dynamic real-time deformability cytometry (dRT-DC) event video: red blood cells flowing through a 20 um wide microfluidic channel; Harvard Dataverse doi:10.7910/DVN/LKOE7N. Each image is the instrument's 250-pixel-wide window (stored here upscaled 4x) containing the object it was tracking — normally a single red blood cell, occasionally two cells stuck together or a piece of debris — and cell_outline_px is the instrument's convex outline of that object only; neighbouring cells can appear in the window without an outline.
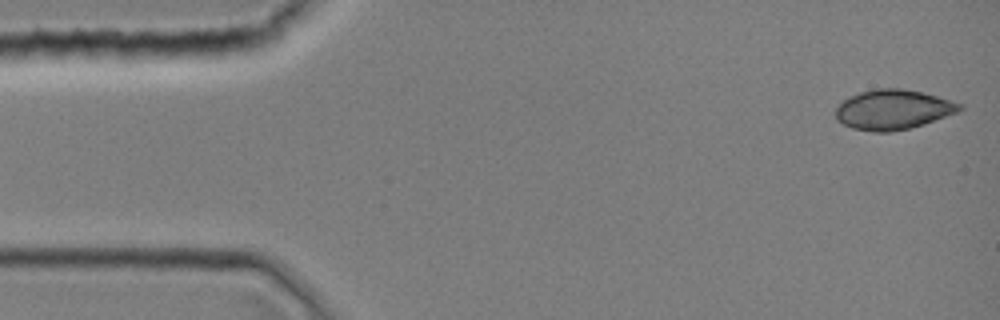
{"species": "common noctule bat (a hibernating species)", "species_latin": "Nyctalus noctula", "temperature_condition": "room temperature", "stored_images_in_passage": 11, "camera_frame_rate_fps": 3000, "um_per_image_px": 0.085, "animal": {"sex": "female", "body_mass_g": 19.0, "forearm_length_mm": 51.5}, "frame": {"image": 1, "passage_image": 1, "time_ms": 0.0, "image_size_px": [1000, 320], "cell_outline_px": [[964, 108], [956, 112], [924, 124], [908, 128], [888, 132], [872, 132], [852, 128], [836, 120], [836, 108], [848, 96], [860, 92], [876, 88], [904, 88], [936, 96], [964, 104]], "centroid_in_image_um": [75.89, 9.31], "position_along_channel_um": 9.1, "area_um2": 28.67}}
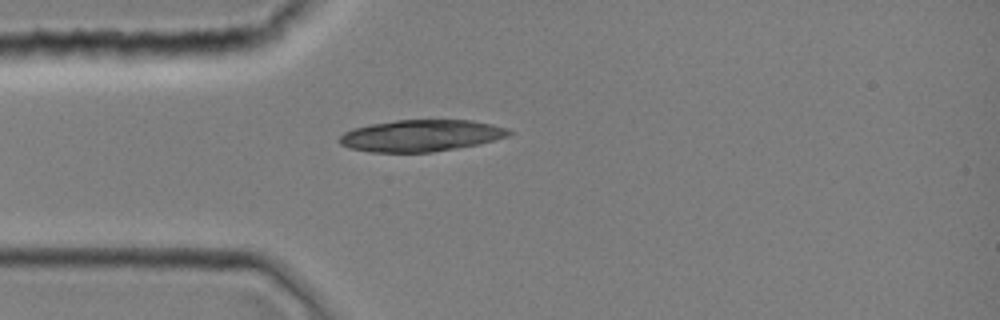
{"frame": {"image": 2, "passage_image": 10, "time_ms": 3.0, "image_size_px": [1000, 320], "cell_outline_px": [[512, 132], [508, 136], [476, 144], [456, 148], [432, 152], [368, 152], [348, 148], [340, 144], [340, 136], [344, 132], [352, 128], [372, 124], [396, 120], [472, 120], [492, 124], [508, 128]], "centroid_in_image_um": [35.75, 11.52], "position_along_channel_um": 49.2, "area_um2": 31.15}}